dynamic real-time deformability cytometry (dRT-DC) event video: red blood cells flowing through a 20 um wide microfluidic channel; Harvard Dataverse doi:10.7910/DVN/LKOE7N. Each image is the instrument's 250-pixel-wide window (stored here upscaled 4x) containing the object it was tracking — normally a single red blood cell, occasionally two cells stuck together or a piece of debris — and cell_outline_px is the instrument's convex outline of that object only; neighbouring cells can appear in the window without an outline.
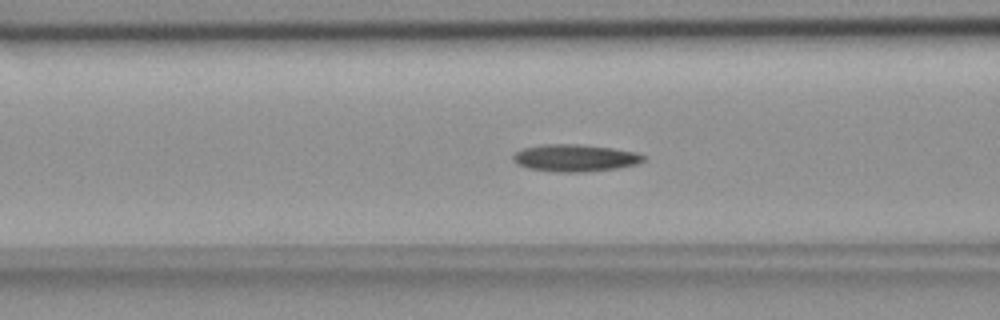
{"species": "common noctule bat (a hibernating species)", "species_latin": "Nyctalus noctula", "temperature_condition": "room temperature", "stored_images_in_passage": 57, "camera_frame_rate_fps": 3000, "um_per_image_px": 0.085, "animal": {"sex": "female", "body_mass_g": 18.4}, "frame": {"image": 1, "passage_image": 22, "time_ms": 7.0, "image_size_px": [1000, 320], "cell_outline_px": [[644, 160], [636, 164], [616, 168], [580, 172], [556, 172], [528, 168], [516, 164], [512, 160], [512, 156], [516, 152], [524, 148], [544, 144], [580, 144], [612, 148], [636, 152], [644, 156]], "centroid_in_image_um": [48.84, 13.42], "position_along_channel_um": 117.8, "area_um2": 20.52}}
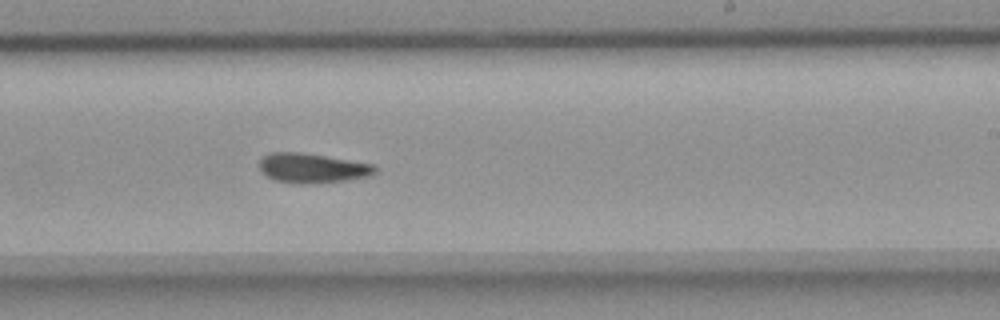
{"frame": {"image": 2, "passage_image": 34, "time_ms": 11.0, "image_size_px": [1000, 320], "cell_outline_px": [[376, 172], [372, 176], [348, 180], [304, 184], [292, 184], [272, 180], [260, 168], [260, 160], [264, 156], [272, 152], [300, 152], [376, 164]], "centroid_in_image_um": [26.58, 14.3], "position_along_channel_um": 262.4, "area_um2": 20.11}}
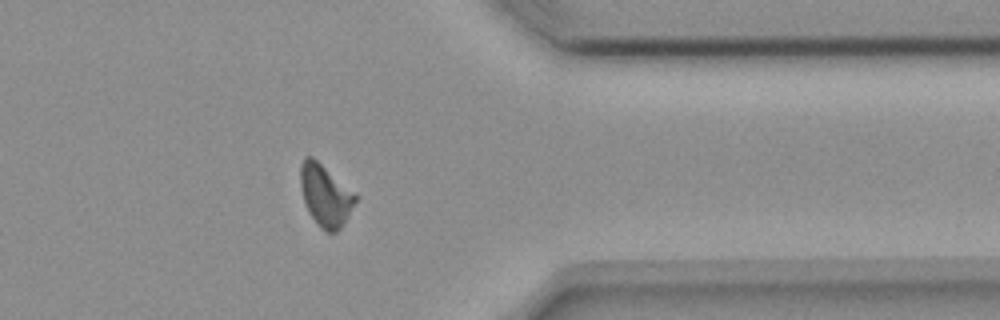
{"frame": {"image": 3, "passage_image": 45, "time_ms": 14.667, "image_size_px": [1000, 320], "cell_outline_px": [[356, 200], [348, 216], [340, 228], [336, 232], [328, 232], [320, 228], [316, 224], [308, 212], [300, 188], [300, 164], [304, 156], [312, 156], [356, 196]], "centroid_in_image_um": [27.59, 16.62], "position_along_channel_um": 383.8, "area_um2": 19.31}, "authors_computed_cell_mechanics": {"area_um2": 19.5942, "velocity_mm_per_s": 3.6335, "shape_relaxation_time_tau1_ms": 9.3516, "shape_relaxation_time_tau2_ms": 9.11, "deformation_change_tau1": 0.1933, "deformation_change_tau2": 0.1722}}